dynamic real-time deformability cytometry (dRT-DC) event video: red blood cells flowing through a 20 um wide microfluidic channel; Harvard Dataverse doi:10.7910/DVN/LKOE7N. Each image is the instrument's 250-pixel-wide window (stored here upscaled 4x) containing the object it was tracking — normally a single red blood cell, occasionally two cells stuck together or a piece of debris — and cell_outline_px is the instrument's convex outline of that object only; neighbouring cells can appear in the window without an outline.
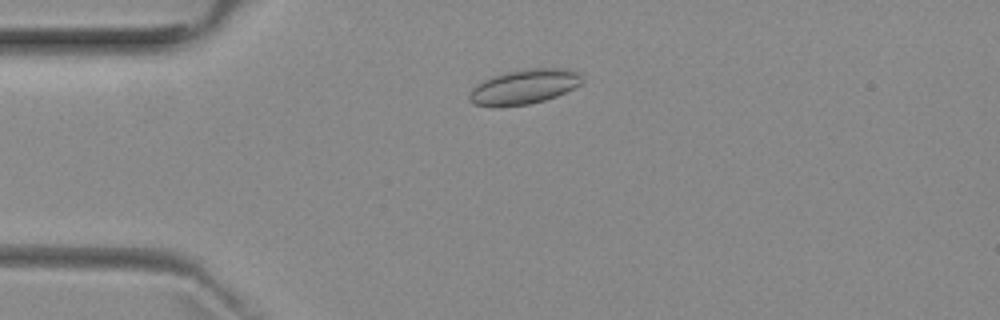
{"species": "common noctule bat (a hibernating species)", "species_latin": "Nyctalus noctula", "temperature_condition": "room temperature", "stored_images_in_passage": 50, "camera_frame_rate_fps": 3000, "um_per_image_px": 0.085, "animal": {"sex": "female", "body_mass_g": 29.2, "forearm_length_mm": 56.3}, "frame": {"image": 1, "passage_image": 10, "time_ms": 3.0, "image_size_px": [1000, 320], "cell_outline_px": [[584, 80], [580, 84], [556, 96], [544, 100], [528, 104], [492, 108], [472, 104], [468, 100], [468, 96], [472, 88], [476, 84], [492, 76], [508, 72], [528, 68], [564, 68], [580, 72]], "centroid_in_image_um": [44.51, 7.38], "position_along_channel_um": 40.5, "area_um2": 23.06}}
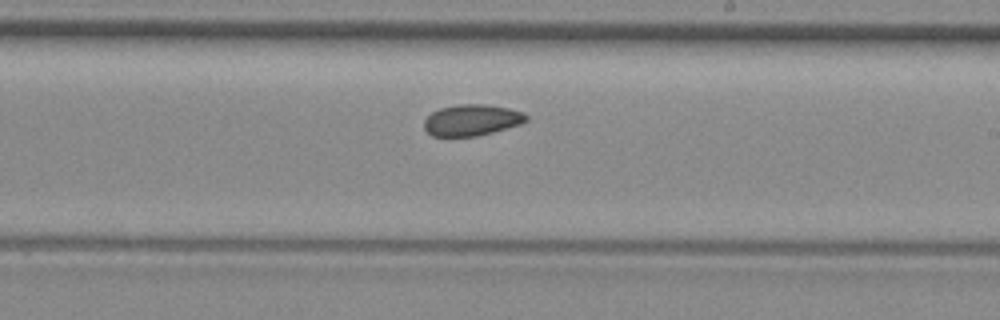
{"frame": {"image": 2, "passage_image": 28, "time_ms": 9.0, "image_size_px": [1000, 320], "cell_outline_px": [[528, 120], [520, 124], [492, 132], [476, 136], [448, 140], [432, 136], [424, 128], [424, 120], [432, 112], [440, 108], [460, 104], [488, 104], [508, 108], [524, 112], [528, 116]], "centroid_in_image_um": [40.05, 10.25], "position_along_channel_um": 248.9, "area_um2": 19.19}}
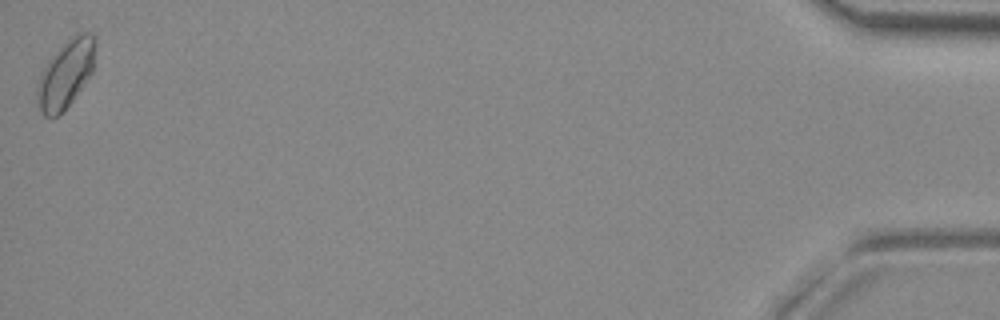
{"frame": {"image": 3, "passage_image": 50, "time_ms": 16.333, "image_size_px": [1000, 320], "cell_outline_px": [[96, 44], [92, 72], [64, 112], [60, 116], [52, 120], [44, 116], [40, 112], [36, 92], [36, 84], [48, 60], [76, 32], [88, 32], [96, 40]], "centroid_in_image_um": [5.57, 6.34], "position_along_channel_um": 429.6, "area_um2": 23.06}, "authors_computed_cell_mechanics": {"area_um2": 19.2763, "velocity_mm_per_s": 3.8955, "shape_relaxation_time_tau1_ms": null, "shape_relaxation_time_tau2_ms": 3.5271, "deformation_change_tau1": null, "deformation_change_tau2": 0.0675}}